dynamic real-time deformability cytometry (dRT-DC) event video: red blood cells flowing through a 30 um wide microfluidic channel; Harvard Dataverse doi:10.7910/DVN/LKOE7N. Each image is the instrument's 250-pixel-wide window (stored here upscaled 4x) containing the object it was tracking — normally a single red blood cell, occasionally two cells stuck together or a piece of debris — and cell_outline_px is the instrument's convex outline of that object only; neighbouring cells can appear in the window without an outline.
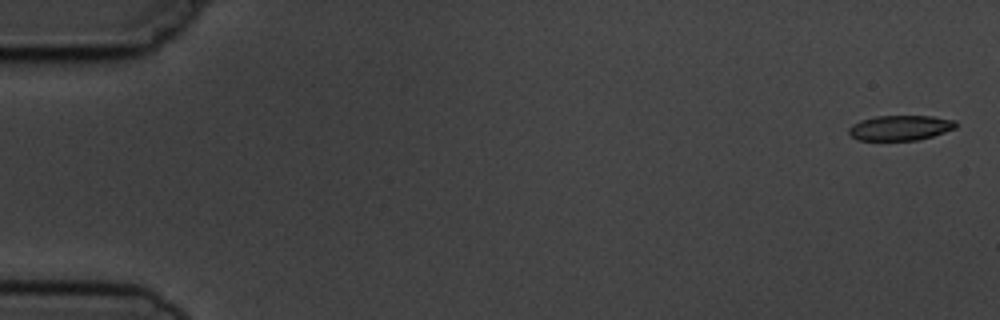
{"species": "common noctule bat (a hibernating species)", "species_latin": "Nyctalus noctula", "temperature_condition": "cold", "stored_images_in_passage": 6, "camera_frame_rate_fps": 3000, "um_per_image_px": 0.085, "animal": {"sex": "male", "body_mass_g": 19.5, "forearm_length_mm": 54.6}, "frame": {"image": 1, "passage_image": 1, "time_ms": 0.0, "image_size_px": [1000, 320], "cell_outline_px": [[956, 128], [932, 136], [916, 140], [860, 140], [852, 136], [848, 132], [848, 128], [852, 124], [860, 120], [876, 116], [932, 116], [956, 120]], "centroid_in_image_um": [76.51, 10.85], "position_along_channel_um": 8.5, "area_um2": 15.61}}